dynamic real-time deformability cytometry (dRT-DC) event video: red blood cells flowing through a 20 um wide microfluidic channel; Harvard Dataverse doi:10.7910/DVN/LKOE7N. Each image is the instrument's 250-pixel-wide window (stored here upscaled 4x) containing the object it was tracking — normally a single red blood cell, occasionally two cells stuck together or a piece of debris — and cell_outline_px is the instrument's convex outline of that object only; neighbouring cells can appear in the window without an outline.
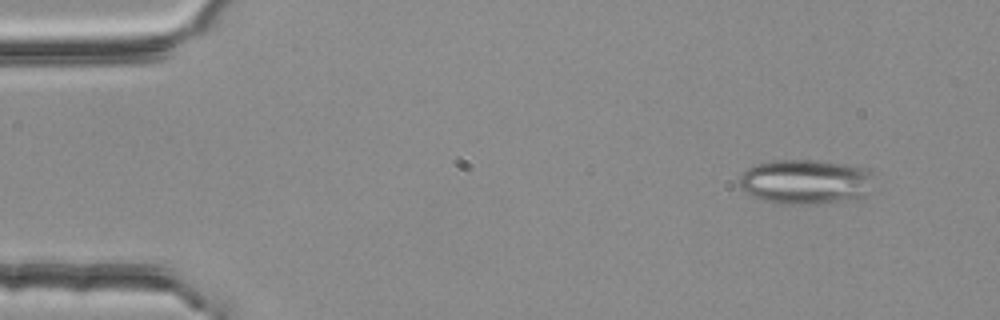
{"species": "common noctule bat (a hibernating species)", "species_latin": "Nyctalus noctula", "temperature_condition": "room temperature", "stored_images_in_passage": 4, "camera_frame_rate_fps": 3000, "um_per_image_px": 0.085, "animal": {"sex": "female", "body_mass_g": 25.1}, "frame": {"image": 1, "passage_image": 1, "time_ms": 0.0, "image_size_px": [1000, 320], "cell_outline_px": [[872, 176], [864, 196], [860, 200], [812, 204], [780, 204], [760, 200], [752, 196], [740, 188], [740, 176], [748, 168], [756, 164], [776, 160], [816, 160], [848, 164], [872, 172]], "centroid_in_image_um": [68.45, 15.47], "position_along_channel_um": 16.6, "area_um2": 35.2}}